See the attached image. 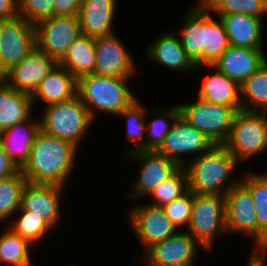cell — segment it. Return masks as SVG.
<instances>
[{
  "mask_svg": "<svg viewBox=\"0 0 267 266\" xmlns=\"http://www.w3.org/2000/svg\"><path fill=\"white\" fill-rule=\"evenodd\" d=\"M242 110L267 112V61L240 85Z\"/></svg>",
  "mask_w": 267,
  "mask_h": 266,
  "instance_id": "30",
  "label": "cell"
},
{
  "mask_svg": "<svg viewBox=\"0 0 267 266\" xmlns=\"http://www.w3.org/2000/svg\"><path fill=\"white\" fill-rule=\"evenodd\" d=\"M96 52L95 39L81 34L68 48L66 54L58 62L77 80L95 72Z\"/></svg>",
  "mask_w": 267,
  "mask_h": 266,
  "instance_id": "27",
  "label": "cell"
},
{
  "mask_svg": "<svg viewBox=\"0 0 267 266\" xmlns=\"http://www.w3.org/2000/svg\"><path fill=\"white\" fill-rule=\"evenodd\" d=\"M200 247L187 231H178L143 250L138 260L144 266H195Z\"/></svg>",
  "mask_w": 267,
  "mask_h": 266,
  "instance_id": "10",
  "label": "cell"
},
{
  "mask_svg": "<svg viewBox=\"0 0 267 266\" xmlns=\"http://www.w3.org/2000/svg\"><path fill=\"white\" fill-rule=\"evenodd\" d=\"M214 14H248L263 18L267 14L264 0H200Z\"/></svg>",
  "mask_w": 267,
  "mask_h": 266,
  "instance_id": "37",
  "label": "cell"
},
{
  "mask_svg": "<svg viewBox=\"0 0 267 266\" xmlns=\"http://www.w3.org/2000/svg\"><path fill=\"white\" fill-rule=\"evenodd\" d=\"M64 187L58 185L32 184L25 185L22 191L21 207L25 211L34 213L42 218L54 230L61 225V210L60 198L63 196ZM62 195V196H61ZM60 221V222H59Z\"/></svg>",
  "mask_w": 267,
  "mask_h": 266,
  "instance_id": "17",
  "label": "cell"
},
{
  "mask_svg": "<svg viewBox=\"0 0 267 266\" xmlns=\"http://www.w3.org/2000/svg\"><path fill=\"white\" fill-rule=\"evenodd\" d=\"M205 67H207L209 71L211 69L210 73H213L205 74L202 85H200L201 87H199L197 92V97L209 103L233 107L236 111L242 110L240 85L233 79L219 72L212 65L196 66L195 70L197 71Z\"/></svg>",
  "mask_w": 267,
  "mask_h": 266,
  "instance_id": "22",
  "label": "cell"
},
{
  "mask_svg": "<svg viewBox=\"0 0 267 266\" xmlns=\"http://www.w3.org/2000/svg\"><path fill=\"white\" fill-rule=\"evenodd\" d=\"M189 191L188 175L184 167H180L170 178L163 181L147 197L152 201L146 203L153 206H163L185 195ZM154 201V202H153Z\"/></svg>",
  "mask_w": 267,
  "mask_h": 266,
  "instance_id": "36",
  "label": "cell"
},
{
  "mask_svg": "<svg viewBox=\"0 0 267 266\" xmlns=\"http://www.w3.org/2000/svg\"><path fill=\"white\" fill-rule=\"evenodd\" d=\"M3 227L6 229L0 233V266L34 265L30 251L34 246L7 225Z\"/></svg>",
  "mask_w": 267,
  "mask_h": 266,
  "instance_id": "33",
  "label": "cell"
},
{
  "mask_svg": "<svg viewBox=\"0 0 267 266\" xmlns=\"http://www.w3.org/2000/svg\"><path fill=\"white\" fill-rule=\"evenodd\" d=\"M153 110L152 114L156 117L148 122L146 120V150H157L164 142L175 120L180 116L177 104Z\"/></svg>",
  "mask_w": 267,
  "mask_h": 266,
  "instance_id": "34",
  "label": "cell"
},
{
  "mask_svg": "<svg viewBox=\"0 0 267 266\" xmlns=\"http://www.w3.org/2000/svg\"><path fill=\"white\" fill-rule=\"evenodd\" d=\"M77 96V79L64 67L57 64L41 80L38 89L31 96L33 109L42 102V107L69 101ZM36 104V106H35Z\"/></svg>",
  "mask_w": 267,
  "mask_h": 266,
  "instance_id": "23",
  "label": "cell"
},
{
  "mask_svg": "<svg viewBox=\"0 0 267 266\" xmlns=\"http://www.w3.org/2000/svg\"><path fill=\"white\" fill-rule=\"evenodd\" d=\"M82 0H55V16H78Z\"/></svg>",
  "mask_w": 267,
  "mask_h": 266,
  "instance_id": "40",
  "label": "cell"
},
{
  "mask_svg": "<svg viewBox=\"0 0 267 266\" xmlns=\"http://www.w3.org/2000/svg\"><path fill=\"white\" fill-rule=\"evenodd\" d=\"M35 47L33 24L19 15L0 20V75L21 62Z\"/></svg>",
  "mask_w": 267,
  "mask_h": 266,
  "instance_id": "11",
  "label": "cell"
},
{
  "mask_svg": "<svg viewBox=\"0 0 267 266\" xmlns=\"http://www.w3.org/2000/svg\"><path fill=\"white\" fill-rule=\"evenodd\" d=\"M117 0H82L78 13L81 33L97 39L115 33Z\"/></svg>",
  "mask_w": 267,
  "mask_h": 266,
  "instance_id": "20",
  "label": "cell"
},
{
  "mask_svg": "<svg viewBox=\"0 0 267 266\" xmlns=\"http://www.w3.org/2000/svg\"><path fill=\"white\" fill-rule=\"evenodd\" d=\"M132 78L89 74L77 80V96L94 122L99 113L117 116L139 96L130 88ZM136 95V96H135Z\"/></svg>",
  "mask_w": 267,
  "mask_h": 266,
  "instance_id": "3",
  "label": "cell"
},
{
  "mask_svg": "<svg viewBox=\"0 0 267 266\" xmlns=\"http://www.w3.org/2000/svg\"><path fill=\"white\" fill-rule=\"evenodd\" d=\"M19 171L20 169L6 154L4 145L0 139V180L13 176Z\"/></svg>",
  "mask_w": 267,
  "mask_h": 266,
  "instance_id": "41",
  "label": "cell"
},
{
  "mask_svg": "<svg viewBox=\"0 0 267 266\" xmlns=\"http://www.w3.org/2000/svg\"><path fill=\"white\" fill-rule=\"evenodd\" d=\"M193 204V193L188 191L182 197L162 206L165 215L179 231L189 226ZM184 228V229H183Z\"/></svg>",
  "mask_w": 267,
  "mask_h": 266,
  "instance_id": "38",
  "label": "cell"
},
{
  "mask_svg": "<svg viewBox=\"0 0 267 266\" xmlns=\"http://www.w3.org/2000/svg\"><path fill=\"white\" fill-rule=\"evenodd\" d=\"M225 222L228 234H242L251 239L253 248L258 247L254 201L249 189L240 180L225 194Z\"/></svg>",
  "mask_w": 267,
  "mask_h": 266,
  "instance_id": "12",
  "label": "cell"
},
{
  "mask_svg": "<svg viewBox=\"0 0 267 266\" xmlns=\"http://www.w3.org/2000/svg\"><path fill=\"white\" fill-rule=\"evenodd\" d=\"M248 263L246 266H267V253L259 251L256 248H251Z\"/></svg>",
  "mask_w": 267,
  "mask_h": 266,
  "instance_id": "43",
  "label": "cell"
},
{
  "mask_svg": "<svg viewBox=\"0 0 267 266\" xmlns=\"http://www.w3.org/2000/svg\"><path fill=\"white\" fill-rule=\"evenodd\" d=\"M55 0H18V14L30 24L54 15Z\"/></svg>",
  "mask_w": 267,
  "mask_h": 266,
  "instance_id": "39",
  "label": "cell"
},
{
  "mask_svg": "<svg viewBox=\"0 0 267 266\" xmlns=\"http://www.w3.org/2000/svg\"><path fill=\"white\" fill-rule=\"evenodd\" d=\"M223 145L240 165L267 152V112L237 111Z\"/></svg>",
  "mask_w": 267,
  "mask_h": 266,
  "instance_id": "5",
  "label": "cell"
},
{
  "mask_svg": "<svg viewBox=\"0 0 267 266\" xmlns=\"http://www.w3.org/2000/svg\"><path fill=\"white\" fill-rule=\"evenodd\" d=\"M238 166L239 163L223 144H214L184 166L188 175L189 191L225 196L240 180V176L235 173Z\"/></svg>",
  "mask_w": 267,
  "mask_h": 266,
  "instance_id": "2",
  "label": "cell"
},
{
  "mask_svg": "<svg viewBox=\"0 0 267 266\" xmlns=\"http://www.w3.org/2000/svg\"><path fill=\"white\" fill-rule=\"evenodd\" d=\"M95 52L94 74L116 78H133L137 75L135 58L116 32L95 39Z\"/></svg>",
  "mask_w": 267,
  "mask_h": 266,
  "instance_id": "15",
  "label": "cell"
},
{
  "mask_svg": "<svg viewBox=\"0 0 267 266\" xmlns=\"http://www.w3.org/2000/svg\"><path fill=\"white\" fill-rule=\"evenodd\" d=\"M267 61L265 49L229 45L212 65L219 72L241 85Z\"/></svg>",
  "mask_w": 267,
  "mask_h": 266,
  "instance_id": "18",
  "label": "cell"
},
{
  "mask_svg": "<svg viewBox=\"0 0 267 266\" xmlns=\"http://www.w3.org/2000/svg\"><path fill=\"white\" fill-rule=\"evenodd\" d=\"M124 156L126 159L138 162V175L128 190L131 202L142 201L163 181L170 178L180 166L157 150H138Z\"/></svg>",
  "mask_w": 267,
  "mask_h": 266,
  "instance_id": "8",
  "label": "cell"
},
{
  "mask_svg": "<svg viewBox=\"0 0 267 266\" xmlns=\"http://www.w3.org/2000/svg\"><path fill=\"white\" fill-rule=\"evenodd\" d=\"M215 17L203 4V65H213L229 47L224 24Z\"/></svg>",
  "mask_w": 267,
  "mask_h": 266,
  "instance_id": "28",
  "label": "cell"
},
{
  "mask_svg": "<svg viewBox=\"0 0 267 266\" xmlns=\"http://www.w3.org/2000/svg\"><path fill=\"white\" fill-rule=\"evenodd\" d=\"M18 15V0H0V20L13 19Z\"/></svg>",
  "mask_w": 267,
  "mask_h": 266,
  "instance_id": "42",
  "label": "cell"
},
{
  "mask_svg": "<svg viewBox=\"0 0 267 266\" xmlns=\"http://www.w3.org/2000/svg\"><path fill=\"white\" fill-rule=\"evenodd\" d=\"M142 202H133L134 206L130 208L127 220L133 235L146 251L153 244L169 238L179 230L165 215L161 206H153L143 200Z\"/></svg>",
  "mask_w": 267,
  "mask_h": 266,
  "instance_id": "13",
  "label": "cell"
},
{
  "mask_svg": "<svg viewBox=\"0 0 267 266\" xmlns=\"http://www.w3.org/2000/svg\"><path fill=\"white\" fill-rule=\"evenodd\" d=\"M42 111L41 117L39 116L40 130L68 141L78 149L94 124L88 109L78 96L69 101L45 106Z\"/></svg>",
  "mask_w": 267,
  "mask_h": 266,
  "instance_id": "4",
  "label": "cell"
},
{
  "mask_svg": "<svg viewBox=\"0 0 267 266\" xmlns=\"http://www.w3.org/2000/svg\"><path fill=\"white\" fill-rule=\"evenodd\" d=\"M36 48L59 62L81 35L78 16H55L34 25Z\"/></svg>",
  "mask_w": 267,
  "mask_h": 266,
  "instance_id": "9",
  "label": "cell"
},
{
  "mask_svg": "<svg viewBox=\"0 0 267 266\" xmlns=\"http://www.w3.org/2000/svg\"><path fill=\"white\" fill-rule=\"evenodd\" d=\"M34 115L0 132L6 154L19 169L27 162L33 140L40 130V120Z\"/></svg>",
  "mask_w": 267,
  "mask_h": 266,
  "instance_id": "24",
  "label": "cell"
},
{
  "mask_svg": "<svg viewBox=\"0 0 267 266\" xmlns=\"http://www.w3.org/2000/svg\"><path fill=\"white\" fill-rule=\"evenodd\" d=\"M58 64L35 47L21 62L8 70L2 79L19 92L33 95L40 82Z\"/></svg>",
  "mask_w": 267,
  "mask_h": 266,
  "instance_id": "16",
  "label": "cell"
},
{
  "mask_svg": "<svg viewBox=\"0 0 267 266\" xmlns=\"http://www.w3.org/2000/svg\"><path fill=\"white\" fill-rule=\"evenodd\" d=\"M14 215L15 218H11L5 225L15 234L26 239L34 248L35 245L38 246L37 244L43 242L48 233L50 234L52 231L54 233L55 231L42 218L32 212L25 211L22 207Z\"/></svg>",
  "mask_w": 267,
  "mask_h": 266,
  "instance_id": "32",
  "label": "cell"
},
{
  "mask_svg": "<svg viewBox=\"0 0 267 266\" xmlns=\"http://www.w3.org/2000/svg\"><path fill=\"white\" fill-rule=\"evenodd\" d=\"M34 111L31 95L15 90L0 79V132L27 120Z\"/></svg>",
  "mask_w": 267,
  "mask_h": 266,
  "instance_id": "25",
  "label": "cell"
},
{
  "mask_svg": "<svg viewBox=\"0 0 267 266\" xmlns=\"http://www.w3.org/2000/svg\"><path fill=\"white\" fill-rule=\"evenodd\" d=\"M196 2L184 14V23L182 22L181 33L178 36L188 56L196 66H201L203 65V3L200 0Z\"/></svg>",
  "mask_w": 267,
  "mask_h": 266,
  "instance_id": "26",
  "label": "cell"
},
{
  "mask_svg": "<svg viewBox=\"0 0 267 266\" xmlns=\"http://www.w3.org/2000/svg\"><path fill=\"white\" fill-rule=\"evenodd\" d=\"M177 104L180 117L197 130L203 132L213 144H224L229 137L234 116L233 107L203 101Z\"/></svg>",
  "mask_w": 267,
  "mask_h": 266,
  "instance_id": "7",
  "label": "cell"
},
{
  "mask_svg": "<svg viewBox=\"0 0 267 266\" xmlns=\"http://www.w3.org/2000/svg\"><path fill=\"white\" fill-rule=\"evenodd\" d=\"M213 145V142L203 132L179 116L157 151L175 161L180 167H184L192 159L208 151ZM187 154L189 157H184Z\"/></svg>",
  "mask_w": 267,
  "mask_h": 266,
  "instance_id": "14",
  "label": "cell"
},
{
  "mask_svg": "<svg viewBox=\"0 0 267 266\" xmlns=\"http://www.w3.org/2000/svg\"><path fill=\"white\" fill-rule=\"evenodd\" d=\"M78 148L72 143L46 134H36L29 158L20 169L28 183L66 188L74 172ZM76 159V160H75Z\"/></svg>",
  "mask_w": 267,
  "mask_h": 266,
  "instance_id": "1",
  "label": "cell"
},
{
  "mask_svg": "<svg viewBox=\"0 0 267 266\" xmlns=\"http://www.w3.org/2000/svg\"><path fill=\"white\" fill-rule=\"evenodd\" d=\"M186 231L208 253L214 249L215 238L227 235L225 196L193 193L189 226ZM214 243V244H213Z\"/></svg>",
  "mask_w": 267,
  "mask_h": 266,
  "instance_id": "6",
  "label": "cell"
},
{
  "mask_svg": "<svg viewBox=\"0 0 267 266\" xmlns=\"http://www.w3.org/2000/svg\"><path fill=\"white\" fill-rule=\"evenodd\" d=\"M240 181L249 189L256 209L258 246L267 236V170L265 173H243Z\"/></svg>",
  "mask_w": 267,
  "mask_h": 266,
  "instance_id": "31",
  "label": "cell"
},
{
  "mask_svg": "<svg viewBox=\"0 0 267 266\" xmlns=\"http://www.w3.org/2000/svg\"><path fill=\"white\" fill-rule=\"evenodd\" d=\"M26 184L27 179L21 171L0 180V220L4 225L21 207L22 191Z\"/></svg>",
  "mask_w": 267,
  "mask_h": 266,
  "instance_id": "35",
  "label": "cell"
},
{
  "mask_svg": "<svg viewBox=\"0 0 267 266\" xmlns=\"http://www.w3.org/2000/svg\"><path fill=\"white\" fill-rule=\"evenodd\" d=\"M148 106H144L141 98L134 100L127 108H125L117 116L126 121V139L132 142L133 147L123 152V155H127L134 151L146 150V118L149 114Z\"/></svg>",
  "mask_w": 267,
  "mask_h": 266,
  "instance_id": "29",
  "label": "cell"
},
{
  "mask_svg": "<svg viewBox=\"0 0 267 266\" xmlns=\"http://www.w3.org/2000/svg\"><path fill=\"white\" fill-rule=\"evenodd\" d=\"M256 249L264 253H267V236L265 237L264 241Z\"/></svg>",
  "mask_w": 267,
  "mask_h": 266,
  "instance_id": "44",
  "label": "cell"
},
{
  "mask_svg": "<svg viewBox=\"0 0 267 266\" xmlns=\"http://www.w3.org/2000/svg\"><path fill=\"white\" fill-rule=\"evenodd\" d=\"M154 41L147 46L146 57L148 60L152 61L161 66H165L168 69L173 71H179L184 73H190L195 71L196 64L188 56L186 51L181 45L180 38L178 33L174 31L166 30L164 33H159Z\"/></svg>",
  "mask_w": 267,
  "mask_h": 266,
  "instance_id": "19",
  "label": "cell"
},
{
  "mask_svg": "<svg viewBox=\"0 0 267 266\" xmlns=\"http://www.w3.org/2000/svg\"><path fill=\"white\" fill-rule=\"evenodd\" d=\"M222 20L229 45L263 49L264 20L248 14H214Z\"/></svg>",
  "mask_w": 267,
  "mask_h": 266,
  "instance_id": "21",
  "label": "cell"
}]
</instances>
